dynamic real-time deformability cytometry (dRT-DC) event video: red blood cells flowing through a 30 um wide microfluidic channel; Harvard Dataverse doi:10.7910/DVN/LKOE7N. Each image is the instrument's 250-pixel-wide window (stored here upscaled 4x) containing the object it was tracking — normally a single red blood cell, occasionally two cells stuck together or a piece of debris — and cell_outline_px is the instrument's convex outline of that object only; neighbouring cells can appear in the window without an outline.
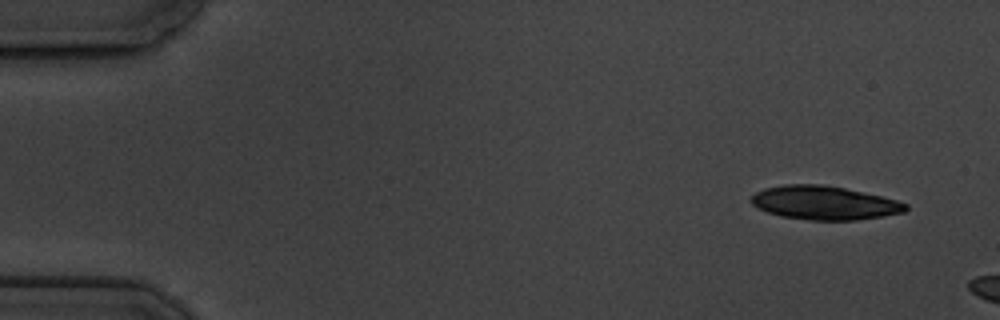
{"species": "common noctule bat (a hibernating species)", "species_latin": "Nyctalus noctula", "temperature_condition": "cold", "stored_images_in_passage": 3, "camera_frame_rate_fps": 3000, "um_per_image_px": 0.085, "animal": {"sex": "male", "body_mass_g": 19.5, "forearm_length_mm": 54.6}, "frame": {"image": 1, "passage_image": 1, "time_ms": 0.0, "image_size_px": [1000, 320], "cell_outline_px": [[908, 208], [904, 212], [884, 216], [856, 220], [812, 220], [780, 216], [768, 212], [752, 204], [748, 200], [756, 192], [764, 188], [784, 184], [820, 184], [844, 188], [880, 196], [896, 200], [908, 204]], "centroid_in_image_um": [70.05, 17.24], "position_along_channel_um": 15.0, "area_um2": 30.23}}